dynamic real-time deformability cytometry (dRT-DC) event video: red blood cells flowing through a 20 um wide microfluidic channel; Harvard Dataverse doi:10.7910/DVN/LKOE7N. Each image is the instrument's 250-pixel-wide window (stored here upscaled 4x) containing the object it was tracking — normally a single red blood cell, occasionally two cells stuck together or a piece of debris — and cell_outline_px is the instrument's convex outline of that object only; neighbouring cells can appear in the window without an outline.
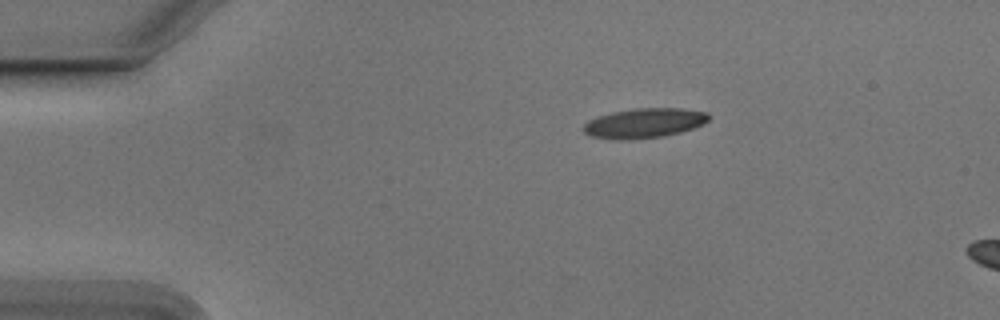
{"species": "Egyptian fruit bat (a non-hibernating species)", "species_latin": "Rousettus aegyptiacus", "temperature_condition": "cold", "stored_images_in_passage": 6, "camera_frame_rate_fps": 3000, "um_per_image_px": 0.085, "animal": {"sex": "male"}, "frame": {"image": 1, "passage_image": 1, "time_ms": 0.0, "image_size_px": [1000, 320], "cell_outline_px": [[712, 116], [704, 124], [680, 132], [664, 136], [616, 140], [592, 136], [584, 132], [584, 124], [588, 120], [596, 116], [612, 112], [636, 108], [680, 108], [708, 112]], "centroid_in_image_um": [54.78, 10.45], "position_along_channel_um": 30.2, "area_um2": 21.68}}